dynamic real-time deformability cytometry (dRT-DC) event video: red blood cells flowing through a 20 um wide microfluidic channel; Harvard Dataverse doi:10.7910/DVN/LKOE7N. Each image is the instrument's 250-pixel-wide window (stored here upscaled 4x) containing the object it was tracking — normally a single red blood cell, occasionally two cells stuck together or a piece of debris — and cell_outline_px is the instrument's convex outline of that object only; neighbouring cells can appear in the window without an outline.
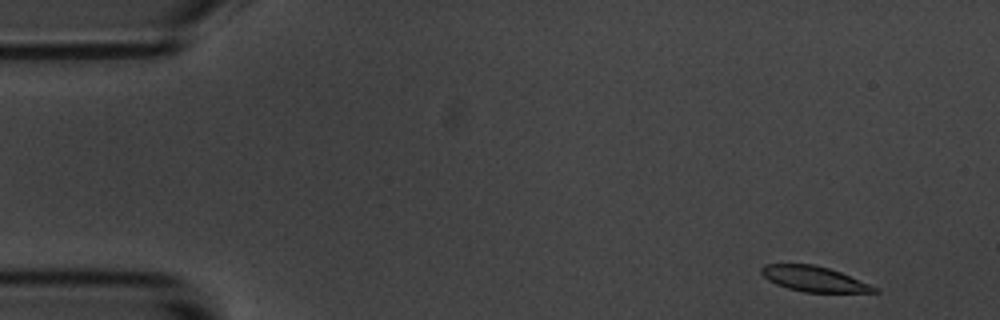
{"species": "common noctule bat (a hibernating species)", "species_latin": "Nyctalus noctula", "temperature_condition": "room temperature", "stored_images_in_passage": 54, "segment_of_instrument_passage": [1, 2], "camera_frame_rate_fps": 3000, "um_per_image_px": 0.085, "animal": {"sex": "male", "body_mass_g": 20.1, "forearm_length_mm": 53.5}, "frame": {"image": 1, "passage_image": 1, "time_ms": 0.0, "image_size_px": [1000, 320], "cell_outline_px": [[880, 292], [804, 292], [788, 288], [776, 284], [768, 280], [760, 272], [760, 268], [764, 264], [812, 264], [828, 268], [840, 272], [880, 288]], "centroid_in_image_um": [69.19, 23.71], "position_along_channel_um": 15.8, "area_um2": 16.59}}
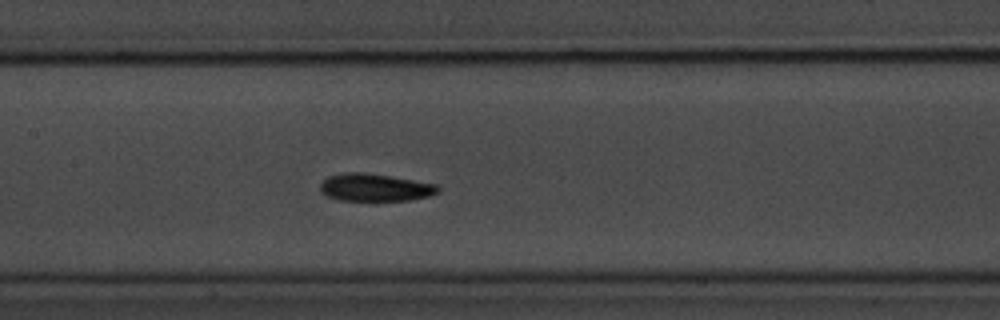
{"frame": {"image": 2, "passage_image": 23, "time_ms": 7.333, "image_size_px": [1000, 320], "cell_outline_px": [[440, 192], [432, 196], [408, 200], [340, 200], [324, 196], [320, 192], [320, 184], [328, 176], [344, 172], [360, 172], [388, 176], [436, 184], [440, 188]], "centroid_in_image_um": [31.86, 15.94], "position_along_channel_um": 175.5, "area_um2": 18.9}}
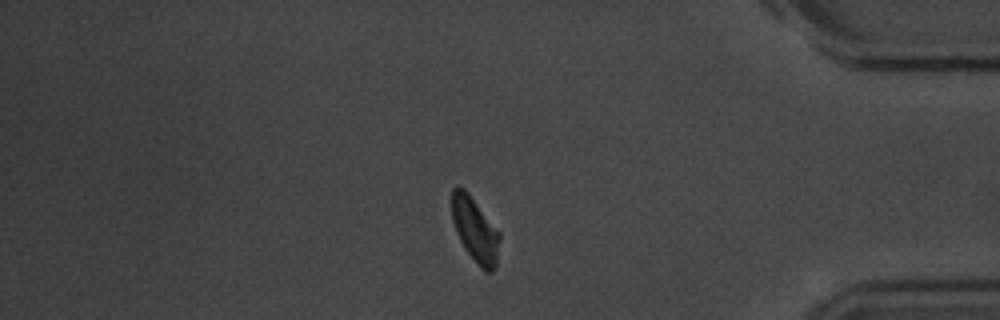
{"frame": {"image": 3, "passage_image": 44, "time_ms": 14.333, "image_size_px": [1000, 320], "cell_outline_px": [[500, 240], [496, 264], [492, 272], [484, 272], [480, 268], [464, 248], [456, 232], [452, 220], [452, 188], [464, 188], [468, 192], [500, 232]], "centroid_in_image_um": [40.39, 19.56], "position_along_channel_um": 394.8, "area_um2": 17.98}}